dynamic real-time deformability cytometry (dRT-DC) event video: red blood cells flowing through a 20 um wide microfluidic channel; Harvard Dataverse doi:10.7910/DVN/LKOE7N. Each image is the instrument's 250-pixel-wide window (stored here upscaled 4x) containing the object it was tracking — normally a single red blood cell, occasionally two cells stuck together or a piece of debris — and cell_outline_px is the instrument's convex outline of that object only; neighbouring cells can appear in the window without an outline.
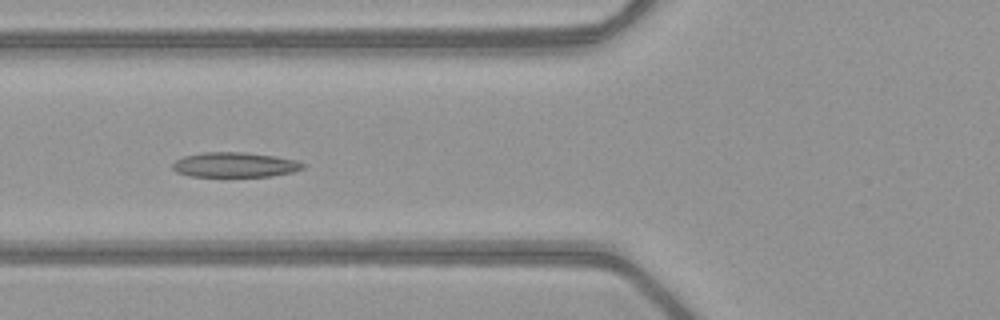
{"species": "common noctule bat (a hibernating species)", "species_latin": "Nyctalus noctula", "temperature_condition": "warm", "stored_images_in_passage": 37, "camera_frame_rate_fps": 3000, "um_per_image_px": 0.085, "animal": {"sex": "female", "body_mass_g": 21.9}, "frame": {"image": 1, "passage_image": 14, "time_ms": 4.333, "image_size_px": [1000, 320], "cell_outline_px": [[304, 168], [292, 172], [272, 176], [188, 176], [176, 172], [172, 168], [172, 164], [176, 160], [184, 156], [200, 152], [244, 152], [276, 156], [296, 160], [304, 164]], "centroid_in_image_um": [19.94, 14.0], "position_along_channel_um": 105.9, "area_um2": 18.96}}
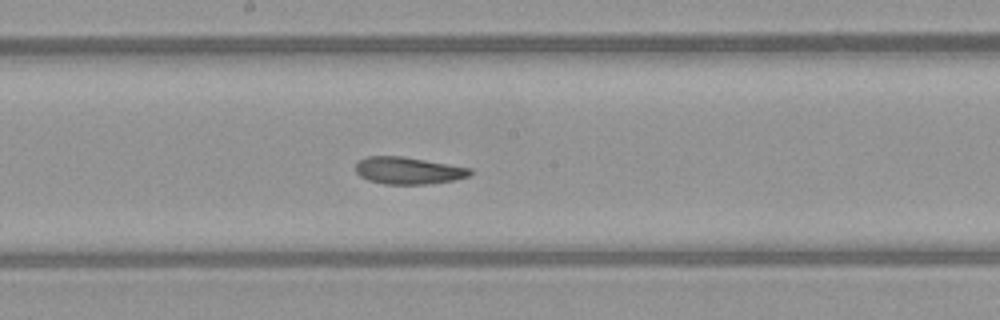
{"frame": {"image": 2, "passage_image": 22, "time_ms": 7.0, "image_size_px": [1000, 320], "cell_outline_px": [[472, 172], [468, 176], [456, 180], [428, 184], [384, 184], [368, 180], [360, 176], [356, 172], [356, 164], [360, 160], [368, 156], [404, 156], [472, 168]], "centroid_in_image_um": [34.72, 14.5], "position_along_channel_um": 213.5, "area_um2": 18.15}}
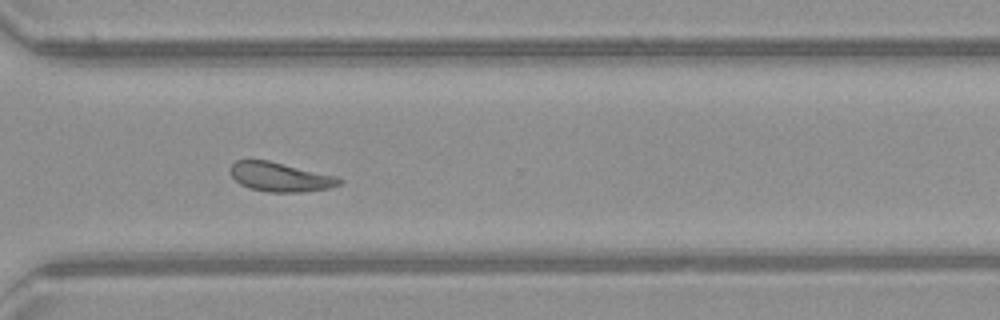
{"frame": {"image": 3, "passage_image": 32, "time_ms": 10.333, "image_size_px": [1000, 320], "cell_outline_px": [[344, 180], [340, 184], [328, 188], [304, 192], [268, 192], [248, 188], [240, 184], [232, 176], [228, 168], [236, 160], [268, 160], [340, 176]], "centroid_in_image_um": [23.84, 15.04], "position_along_channel_um": 346.8, "area_um2": 18.84}, "authors_computed_cell_mechanics": {"area_um2": 18.8428, "velocity_mm_per_s": 4.01, "shape_relaxation_time_tau1_ms": 5.5652, "shape_relaxation_time_tau2_ms": 6.5806, "deformation_change_tau1": 0.1469, "deformation_change_tau2": 0.1369}}